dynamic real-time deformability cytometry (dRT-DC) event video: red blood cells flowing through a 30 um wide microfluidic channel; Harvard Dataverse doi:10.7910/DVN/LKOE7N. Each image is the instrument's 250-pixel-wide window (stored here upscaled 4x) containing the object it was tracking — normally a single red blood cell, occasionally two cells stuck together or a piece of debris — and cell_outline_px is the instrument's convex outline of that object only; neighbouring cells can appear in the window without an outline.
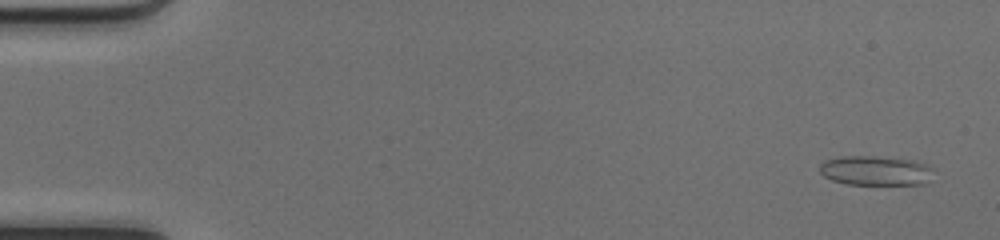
{"species": "common noctule bat (a hibernating species)", "species_latin": "Nyctalus noctula", "temperature_condition": "cold", "stored_images_in_passage": 50, "camera_frame_rate_fps": 3000, "um_per_image_px": 0.085, "animal": {"sex": "female", "body_mass_g": 17.0, "forearm_length_mm": 48.0}, "frame": {"image": 1, "passage_image": 3, "time_ms": 0.667, "image_size_px": [1000, 240], "cell_outline_px": [[932, 168], [928, 184], [848, 184], [832, 180], [824, 176], [820, 172], [820, 164], [824, 160], [840, 156], [872, 156], [916, 160]], "centroid_in_image_um": [74.4, 14.5], "position_along_channel_um": 10.6, "area_um2": 19.59}}
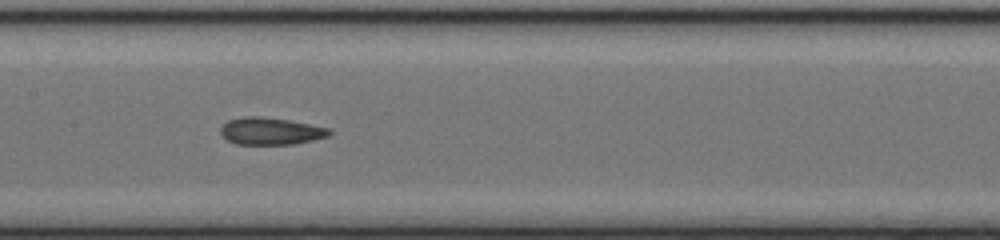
{"frame": {"image": 2, "passage_image": 26, "time_ms": 8.333, "image_size_px": [1000, 240], "cell_outline_px": [[332, 132], [328, 136], [312, 140], [292, 144], [236, 144], [228, 140], [220, 132], [220, 128], [228, 120], [244, 116], [260, 116], [288, 120], [328, 128]], "centroid_in_image_um": [22.98, 11.14], "position_along_channel_um": 184.4, "area_um2": 16.99}}
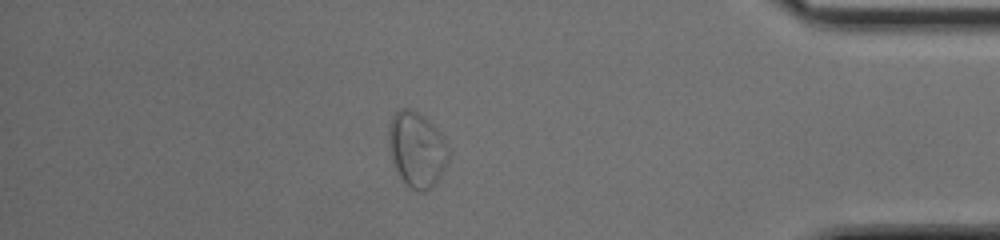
{"frame": {"image": 3, "passage_image": 44, "time_ms": 14.333, "image_size_px": [1000, 240], "cell_outline_px": [[448, 164], [432, 188], [424, 192], [420, 192], [412, 188], [396, 172], [388, 144], [388, 124], [392, 116], [400, 108], [408, 108], [424, 116], [436, 128], [444, 140], [448, 148]], "centroid_in_image_um": [35.42, 12.7], "position_along_channel_um": 399.8, "area_um2": 26.18}, "authors_computed_cell_mechanics": {"area_um2": 18.496, "velocity_mm_per_s": 4.183, "shape_relaxation_time_tau1_ms": null, "shape_relaxation_time_tau2_ms": 1.5998, "deformation_change_tau1": null, "deformation_change_tau2": 0.0682}}